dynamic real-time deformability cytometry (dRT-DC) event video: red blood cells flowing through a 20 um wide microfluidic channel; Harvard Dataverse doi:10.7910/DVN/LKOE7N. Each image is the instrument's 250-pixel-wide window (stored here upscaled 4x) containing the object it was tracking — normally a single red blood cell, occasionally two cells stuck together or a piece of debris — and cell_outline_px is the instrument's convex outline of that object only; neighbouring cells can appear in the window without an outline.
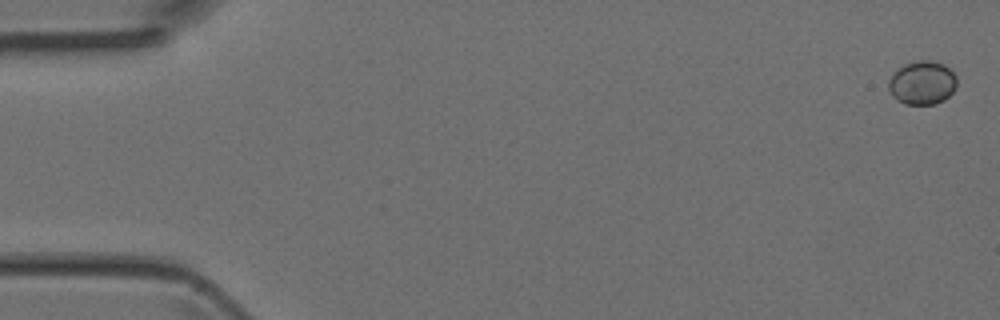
{"species": "Egyptian fruit bat (a non-hibernating species)", "species_latin": "Rousettus aegyptiacus", "temperature_condition": "room temperature", "stored_images_in_passage": 5, "camera_frame_rate_fps": 3000, "um_per_image_px": 0.085, "animal": {"sex": "female"}, "frame": {"image": 1, "passage_image": 1, "time_ms": 0.0, "image_size_px": [1000, 320], "cell_outline_px": [[956, 88], [944, 100], [936, 104], [904, 104], [896, 100], [892, 96], [888, 88], [888, 80], [892, 72], [904, 64], [916, 60], [928, 60], [944, 64], [956, 76]], "centroid_in_image_um": [78.35, 7.04], "position_along_channel_um": 6.6, "area_um2": 17.57}}
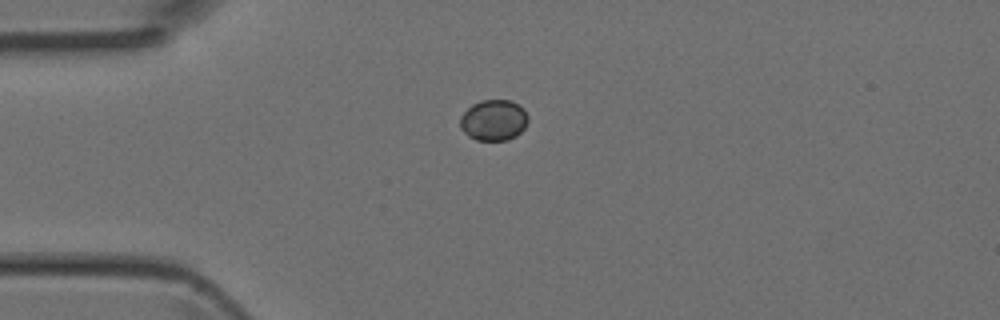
{"frame": {"image": 2, "passage_image": 4, "time_ms": 1.0, "image_size_px": [1000, 320], "cell_outline_px": [[528, 120], [524, 128], [516, 136], [508, 140], [476, 140], [468, 136], [460, 128], [460, 116], [472, 104], [480, 100], [512, 100], [524, 108], [528, 116]], "centroid_in_image_um": [41.96, 10.21], "position_along_channel_um": 43.0, "area_um2": 16.36}}